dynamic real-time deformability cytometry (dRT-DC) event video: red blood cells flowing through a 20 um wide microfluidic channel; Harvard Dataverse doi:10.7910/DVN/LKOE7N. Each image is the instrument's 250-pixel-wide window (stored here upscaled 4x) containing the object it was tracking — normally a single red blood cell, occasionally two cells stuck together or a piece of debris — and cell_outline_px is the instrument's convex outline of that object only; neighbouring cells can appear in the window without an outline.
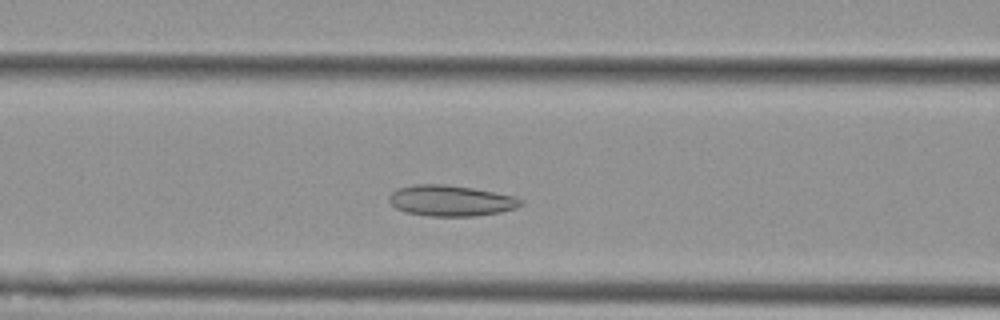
{"species": "Egyptian fruit bat (a non-hibernating species)", "species_latin": "Rousettus aegyptiacus", "temperature_condition": "cold", "stored_images_in_passage": 45, "camera_frame_rate_fps": 3000, "um_per_image_px": 0.085, "animal": {"sex": "female"}, "frame": {"image": 1, "passage_image": 13, "time_ms": 4.0, "image_size_px": [1000, 320], "cell_outline_px": [[524, 204], [516, 208], [500, 212], [476, 216], [428, 216], [408, 212], [396, 208], [388, 200], [388, 196], [396, 188], [412, 184], [444, 184], [472, 188], [496, 192], [516, 196], [524, 200]], "centroid_in_image_um": [38.34, 17.05], "position_along_channel_um": 128.3, "area_um2": 23.93}}
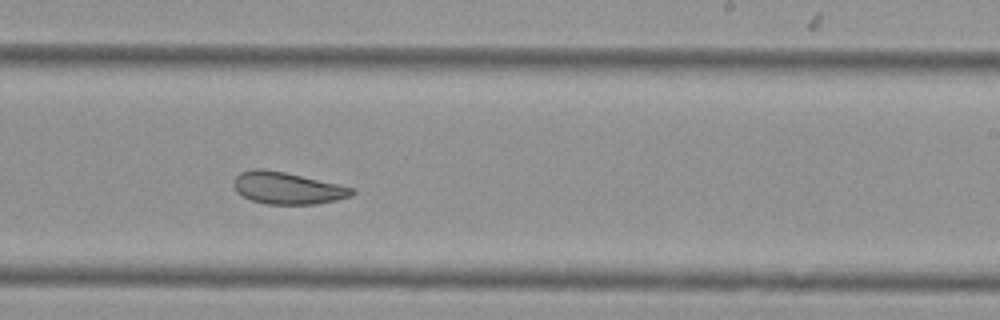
{"frame": {"image": 2, "passage_image": 24, "time_ms": 7.667, "image_size_px": [1000, 320], "cell_outline_px": [[356, 192], [352, 196], [336, 200], [316, 204], [268, 204], [252, 200], [236, 192], [232, 184], [236, 176], [240, 172], [252, 168], [264, 168], [284, 172], [336, 184], [352, 188]], "centroid_in_image_um": [24.38, 15.98], "position_along_channel_um": 264.6, "area_um2": 21.91}}
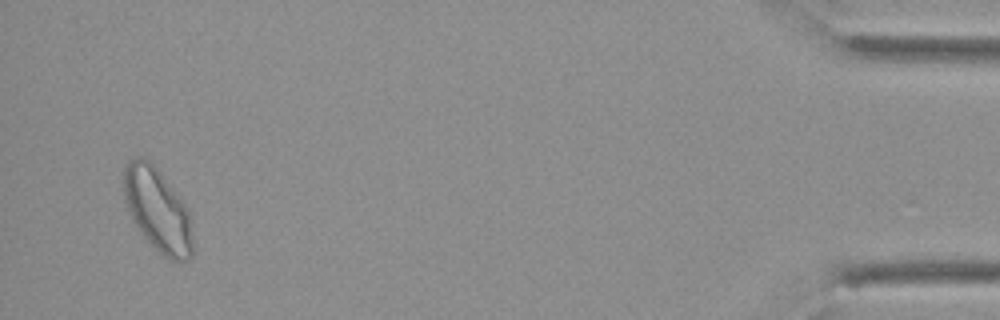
{"frame": {"image": 3, "passage_image": 43, "time_ms": 14.0, "image_size_px": [1000, 320], "cell_outline_px": [[192, 256], [188, 260], [168, 260], [140, 232], [124, 200], [124, 168], [128, 160], [140, 156], [144, 156], [160, 172], [188, 208], [192, 232]], "centroid_in_image_um": [13.4, 17.83], "position_along_channel_um": 421.8, "area_um2": 33.06}, "authors_computed_cell_mechanics": {"area_um2": 24.9118, "velocity_mm_per_s": 3.7366, "shape_relaxation_time_tau1_ms": null, "shape_relaxation_time_tau2_ms": 2.3, "deformation_change_tau1": null, "deformation_change_tau2": 0.0807}}